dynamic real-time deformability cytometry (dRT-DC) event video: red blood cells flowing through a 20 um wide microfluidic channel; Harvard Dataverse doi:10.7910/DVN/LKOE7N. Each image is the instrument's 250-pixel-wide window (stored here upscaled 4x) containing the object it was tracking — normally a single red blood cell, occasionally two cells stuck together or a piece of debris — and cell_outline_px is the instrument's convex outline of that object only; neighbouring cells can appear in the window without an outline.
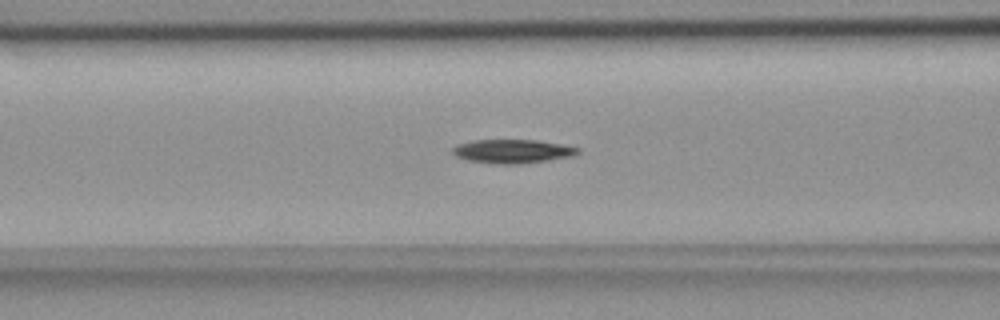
{"species": "common noctule bat (a hibernating species)", "species_latin": "Nyctalus noctula", "temperature_condition": "room temperature", "stored_images_in_passage": 41, "camera_frame_rate_fps": 3000, "um_per_image_px": 0.085, "animal": {"sex": "female", "body_mass_g": 18.4}, "frame": {"image": 1, "passage_image": 8, "time_ms": 2.333, "image_size_px": [1000, 320], "cell_outline_px": [[580, 152], [572, 156], [548, 160], [520, 164], [496, 164], [468, 160], [456, 156], [452, 152], [452, 148], [456, 144], [472, 140], [536, 140], [560, 144], [580, 148]], "centroid_in_image_um": [43.54, 12.86], "position_along_channel_um": 123.1, "area_um2": 17.34}}
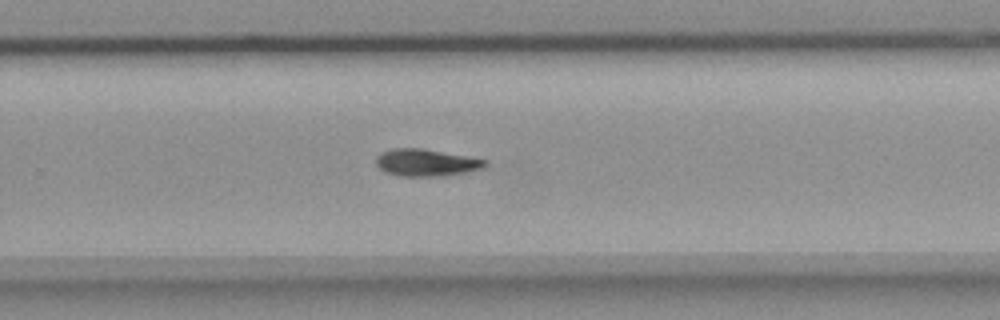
{"frame": {"image": 2, "passage_image": 22, "time_ms": 7.0, "image_size_px": [1000, 320], "cell_outline_px": [[488, 164], [480, 168], [464, 172], [444, 176], [400, 176], [384, 172], [376, 164], [376, 156], [380, 152], [392, 148], [420, 148], [488, 160]], "centroid_in_image_um": [36.16, 13.82], "position_along_channel_um": 293.6, "area_um2": 17.11}}
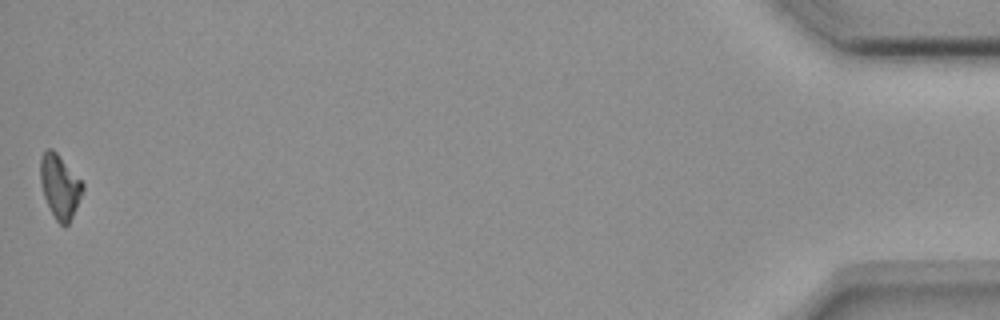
{"frame": {"image": 3, "passage_image": 41, "time_ms": 13.333, "image_size_px": [1000, 320], "cell_outline_px": [[84, 188], [76, 208], [68, 224], [64, 228], [56, 220], [44, 196], [40, 180], [40, 160], [44, 152], [48, 148], [52, 148], [56, 152], [84, 184]], "centroid_in_image_um": [5.08, 15.85], "position_along_channel_um": 430.1, "area_um2": 15.43}, "authors_computed_cell_mechanics": {"area_um2": 17.1088, "velocity_mm_per_s": 3.6646, "shape_relaxation_time_tau1_ms": 7.9643, "shape_relaxation_time_tau2_ms": null, "deformation_change_tau1": 0.1769, "deformation_change_tau2": null}}